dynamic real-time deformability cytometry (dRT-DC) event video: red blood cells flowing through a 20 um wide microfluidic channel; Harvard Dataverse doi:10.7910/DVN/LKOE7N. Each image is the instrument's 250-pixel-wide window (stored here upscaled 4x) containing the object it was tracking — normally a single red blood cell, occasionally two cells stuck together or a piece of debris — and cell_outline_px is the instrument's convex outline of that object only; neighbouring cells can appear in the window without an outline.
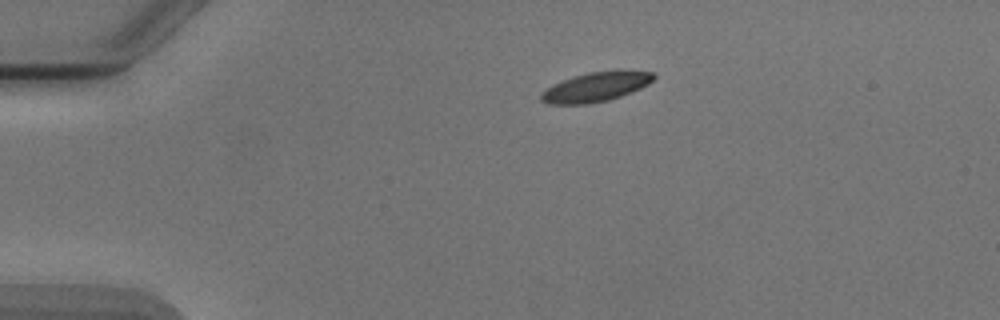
{"species": "Egyptian fruit bat (a non-hibernating species)", "species_latin": "Rousettus aegyptiacus", "temperature_condition": "cold", "stored_images_in_passage": 3, "camera_frame_rate_fps": 3000, "um_per_image_px": 0.085, "animal": {"sex": "male"}, "frame": {"image": 1, "passage_image": 1, "time_ms": 0.0, "image_size_px": [1000, 320], "cell_outline_px": [[656, 76], [648, 84], [640, 88], [620, 96], [608, 100], [588, 104], [548, 104], [540, 100], [540, 92], [552, 84], [572, 76], [588, 72], [652, 72]], "centroid_in_image_um": [50.53, 7.42], "position_along_channel_um": 34.5, "area_um2": 18.9}}
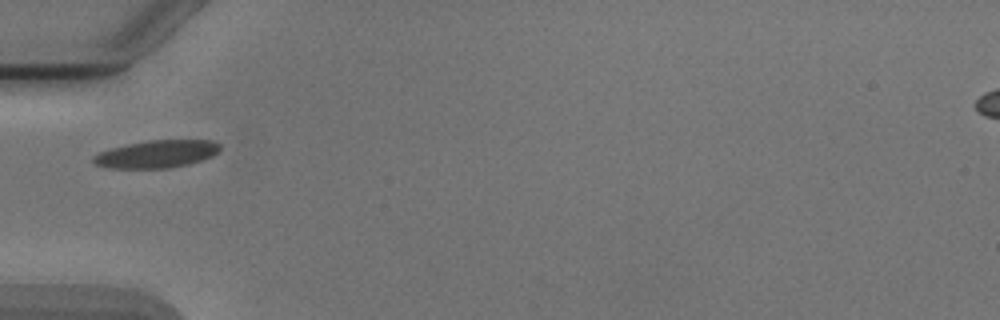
{"frame": {"image": 2, "passage_image": 3, "time_ms": 2.333, "image_size_px": [1000, 320], "cell_outline_px": [[220, 148], [212, 156], [188, 164], [168, 168], [112, 168], [96, 164], [92, 160], [92, 156], [100, 152], [112, 148], [128, 144], [148, 140], [212, 140], [220, 144]], "centroid_in_image_um": [13.32, 13.08], "position_along_channel_um": 71.7, "area_um2": 20.11}}